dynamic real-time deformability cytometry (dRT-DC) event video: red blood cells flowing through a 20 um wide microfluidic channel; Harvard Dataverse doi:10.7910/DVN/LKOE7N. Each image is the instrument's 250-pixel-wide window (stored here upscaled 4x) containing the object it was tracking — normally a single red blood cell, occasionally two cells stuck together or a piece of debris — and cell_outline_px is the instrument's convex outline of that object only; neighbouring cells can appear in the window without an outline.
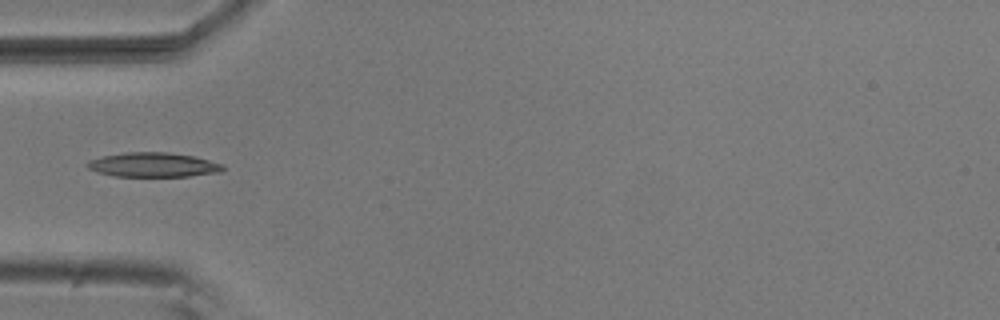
{"species": "common noctule bat (a hibernating species)", "species_latin": "Nyctalus noctula", "temperature_condition": "room temperature", "stored_images_in_passage": 5, "camera_frame_rate_fps": 3000, "um_per_image_px": 0.085, "animal": {"sex": "male", "body_mass_g": 20.5, "forearm_length_mm": 52.5}, "frame": {"image": 1, "passage_image": 5, "time_ms": 1.333, "image_size_px": [1000, 320], "cell_outline_px": [[224, 168], [220, 172], [188, 176], [116, 176], [96, 172], [88, 168], [84, 164], [88, 160], [104, 156], [124, 152], [168, 152], [192, 156], [224, 164]], "centroid_in_image_um": [12.99, 14.0], "position_along_channel_um": 72.0, "area_um2": 19.25}}